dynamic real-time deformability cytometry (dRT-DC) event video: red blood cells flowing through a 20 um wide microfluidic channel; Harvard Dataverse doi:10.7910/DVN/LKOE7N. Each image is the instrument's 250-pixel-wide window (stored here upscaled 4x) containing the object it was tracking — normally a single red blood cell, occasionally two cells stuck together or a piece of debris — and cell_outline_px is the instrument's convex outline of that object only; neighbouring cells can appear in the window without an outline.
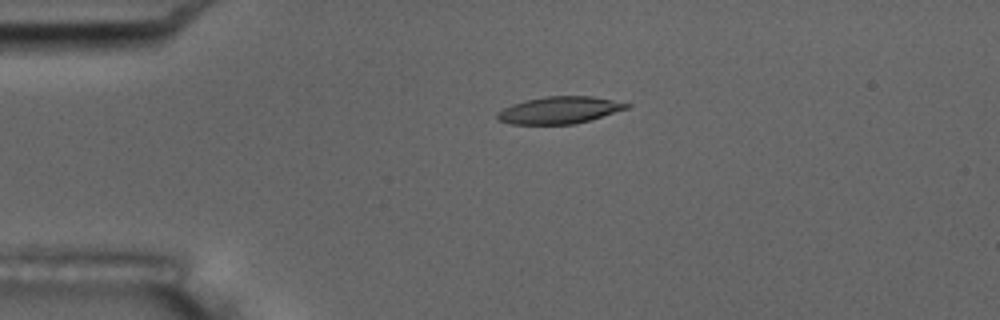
{"species": "common noctule bat (a hibernating species)", "species_latin": "Nyctalus noctula", "temperature_condition": "room temperature", "stored_images_in_passage": 4, "camera_frame_rate_fps": 3000, "um_per_image_px": 0.085, "animal": {"sex": "male", "body_mass_g": 17.5, "forearm_length_mm": 52.3}, "frame": {"image": 1, "passage_image": 3, "time_ms": 3.0, "image_size_px": [1000, 320], "cell_outline_px": [[632, 104], [628, 108], [576, 124], [508, 124], [496, 120], [496, 112], [512, 104], [524, 100], [548, 96], [592, 96]], "centroid_in_image_um": [47.49, 9.36], "position_along_channel_um": 37.5, "area_um2": 20.4}}